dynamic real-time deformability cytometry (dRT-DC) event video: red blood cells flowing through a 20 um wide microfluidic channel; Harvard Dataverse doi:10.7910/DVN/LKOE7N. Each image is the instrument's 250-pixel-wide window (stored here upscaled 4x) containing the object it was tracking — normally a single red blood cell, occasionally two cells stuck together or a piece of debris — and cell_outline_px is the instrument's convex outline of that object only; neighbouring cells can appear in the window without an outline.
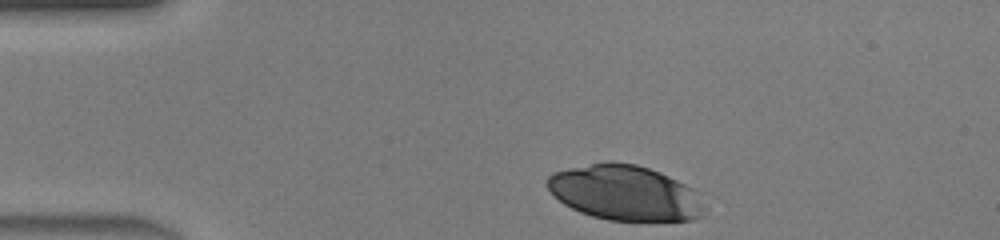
{"species": "human", "species_latin": "Homo sapiens", "temperature_condition": "warm", "stored_images_in_passage": 31, "camera_frame_rate_fps": 3000, "um_per_image_px": 0.085, "donor": {"sex": "male"}, "frame": {"image": 1, "passage_image": 1, "time_ms": 0.0, "image_size_px": [1000, 240], "cell_outline_px": [[704, 216], [692, 220], [608, 220], [592, 216], [580, 212], [564, 204], [552, 196], [548, 188], [548, 176], [552, 172], [568, 168], [604, 160], [612, 160], [636, 164], [660, 172], [692, 188], [704, 208]], "centroid_in_image_um": [53.06, 16.37], "position_along_channel_um": 31.9, "area_um2": 50.52}}